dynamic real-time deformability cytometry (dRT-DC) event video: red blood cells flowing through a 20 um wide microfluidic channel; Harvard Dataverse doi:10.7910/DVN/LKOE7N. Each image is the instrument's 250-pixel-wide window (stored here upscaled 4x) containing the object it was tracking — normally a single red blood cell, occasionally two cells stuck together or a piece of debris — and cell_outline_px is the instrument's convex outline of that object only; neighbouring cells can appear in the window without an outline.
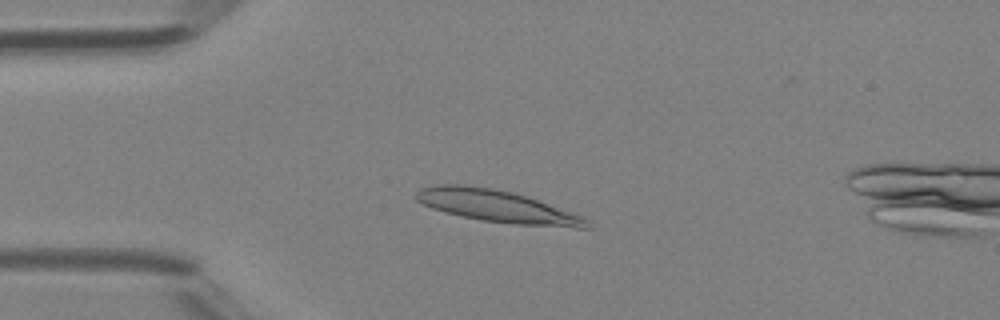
{"species": "Egyptian fruit bat (a non-hibernating species)", "species_latin": "Rousettus aegyptiacus", "temperature_condition": "room temperature", "stored_images_in_passage": 11, "camera_frame_rate_fps": 3000, "um_per_image_px": 0.085, "animal": {"sex": "female"}, "frame": {"image": 1, "passage_image": 10, "time_ms": 3.0, "image_size_px": [1000, 320], "cell_outline_px": [[592, 228], [572, 228], [516, 224], [480, 220], [444, 212], [420, 204], [416, 200], [416, 192], [420, 188], [440, 184], [456, 184], [492, 188], [512, 192], [584, 216], [588, 220]], "centroid_in_image_um": [42.25, 17.54], "position_along_channel_um": 42.7, "area_um2": 31.85}}